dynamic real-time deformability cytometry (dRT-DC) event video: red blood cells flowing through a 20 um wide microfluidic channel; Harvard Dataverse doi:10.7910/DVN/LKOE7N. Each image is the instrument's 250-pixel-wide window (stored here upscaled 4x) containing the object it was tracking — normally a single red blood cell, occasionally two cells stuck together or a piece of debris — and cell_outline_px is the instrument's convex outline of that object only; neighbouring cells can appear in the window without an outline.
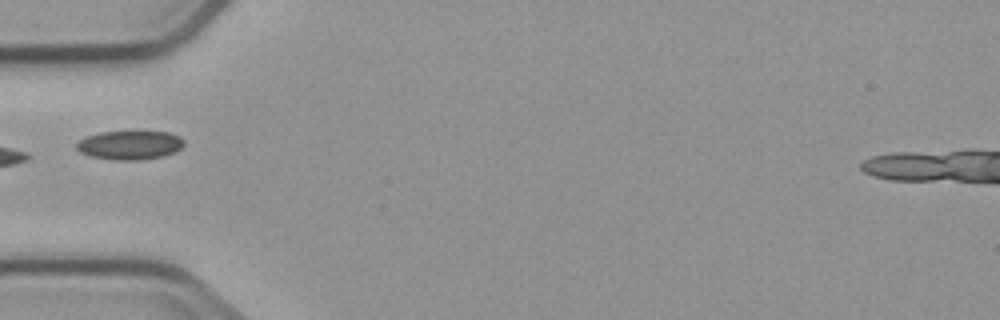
{"species": "common noctule bat (a hibernating species)", "species_latin": "Nyctalus noctula", "temperature_condition": "cold", "stored_images_in_passage": 5, "camera_frame_rate_fps": 3000, "um_per_image_px": 0.085, "animal": {"sex": "male", "body_mass_g": 23.1, "forearm_length_mm": 52.7}, "frame": {"image": 1, "passage_image": 2, "time_ms": 1.333, "image_size_px": [1000, 320], "cell_outline_px": [[184, 144], [176, 152], [164, 156], [136, 160], [112, 160], [92, 156], [80, 152], [76, 148], [76, 144], [80, 140], [88, 136], [100, 132], [168, 132], [180, 136], [184, 140]], "centroid_in_image_um": [11.06, 12.34], "position_along_channel_um": 73.9, "area_um2": 17.98}}
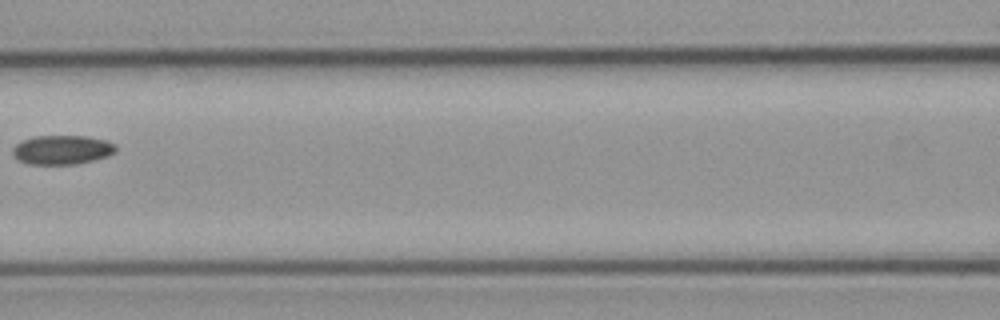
{"frame": {"image": 2, "passage_image": 4, "time_ms": 3.667, "image_size_px": [1000, 320], "cell_outline_px": [[116, 152], [108, 156], [76, 164], [28, 164], [16, 160], [12, 152], [12, 148], [16, 144], [24, 140], [36, 136], [88, 136], [108, 140], [116, 144]], "centroid_in_image_um": [5.29, 12.73], "position_along_channel_um": 161.3, "area_um2": 17.69}}
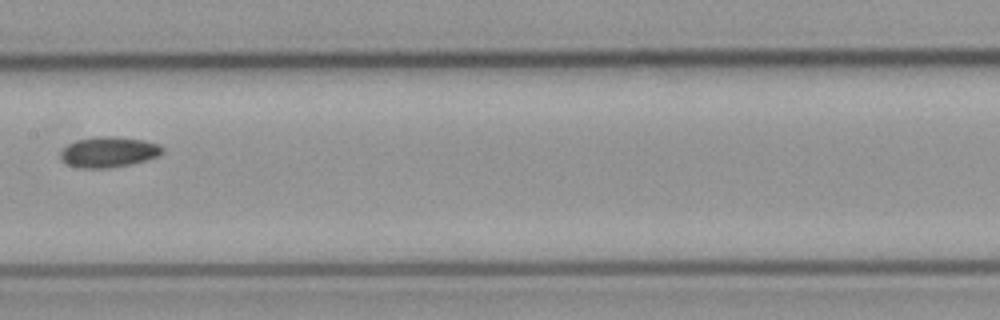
{"frame": {"image": 3, "passage_image": 5, "time_ms": 4.667, "image_size_px": [1000, 320], "cell_outline_px": [[164, 152], [160, 156], [132, 164], [108, 168], [80, 168], [68, 164], [60, 160], [60, 152], [68, 144], [76, 140], [92, 136], [112, 136], [144, 140], [160, 144], [164, 148]], "centroid_in_image_um": [9.25, 12.92], "position_along_channel_um": 198.1, "area_um2": 18.44}}